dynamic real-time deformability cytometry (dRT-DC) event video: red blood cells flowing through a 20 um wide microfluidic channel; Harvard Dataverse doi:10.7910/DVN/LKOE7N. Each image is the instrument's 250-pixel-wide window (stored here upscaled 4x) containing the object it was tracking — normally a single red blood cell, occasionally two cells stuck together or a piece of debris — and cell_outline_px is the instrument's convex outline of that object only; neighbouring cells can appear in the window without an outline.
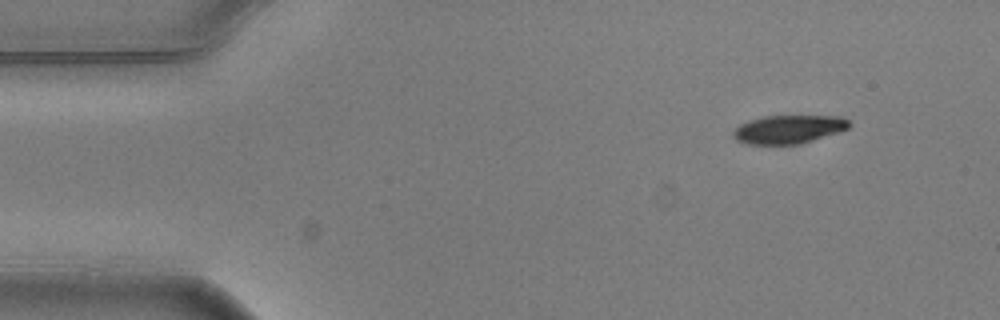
{"species": "common noctule bat (a hibernating species)", "species_latin": "Nyctalus noctula", "temperature_condition": "warm", "stored_images_in_passage": 7, "camera_frame_rate_fps": 3000, "um_per_image_px": 0.085, "animal": {"sex": "male", "body_mass_g": 20.5, "forearm_length_mm": 52.5}, "frame": {"image": 1, "passage_image": 1, "time_ms": 0.0, "image_size_px": [1000, 320], "cell_outline_px": [[852, 124], [848, 128], [840, 132], [800, 144], [744, 144], [736, 140], [732, 136], [732, 132], [740, 124], [748, 120], [764, 116], [840, 116], [848, 120]], "centroid_in_image_um": [67.02, 10.99], "position_along_channel_um": 18.0, "area_um2": 19.36}}
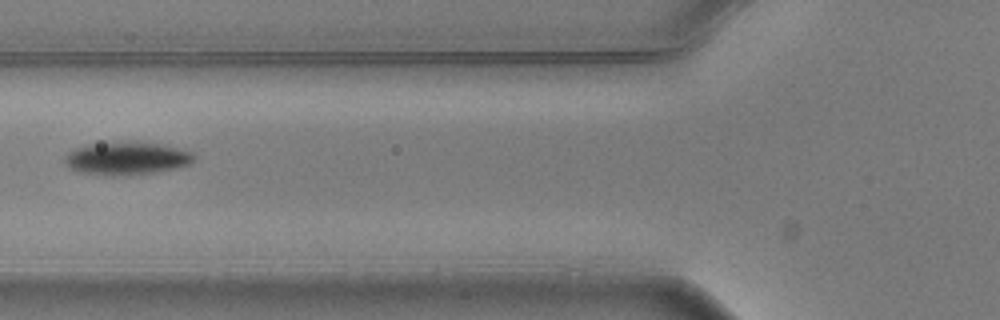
{"frame": {"image": 2, "passage_image": 4, "time_ms": 1.0, "image_size_px": [1000, 320], "cell_outline_px": [[196, 156], [188, 164], [176, 168], [152, 172], [116, 176], [112, 176], [76, 172], [68, 168], [64, 164], [64, 156], [68, 152], [76, 148], [88, 144], [160, 144], [192, 152]], "centroid_in_image_um": [10.69, 13.5], "position_along_channel_um": 115.1, "area_um2": 23.99}}
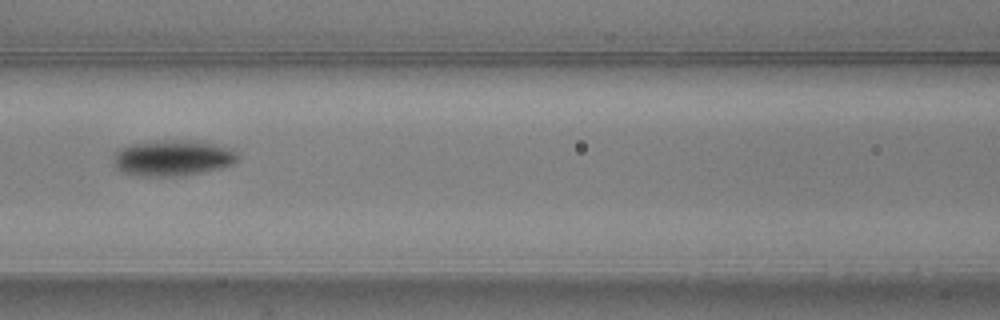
{"frame": {"image": 3, "passage_image": 5, "time_ms": 1.333, "image_size_px": [1000, 320], "cell_outline_px": [[240, 156], [232, 164], [220, 168], [204, 172], [184, 176], [136, 176], [124, 172], [116, 168], [112, 164], [112, 156], [120, 148], [132, 144], [172, 140], [196, 140], [216, 144], [232, 148]], "centroid_in_image_um": [14.69, 13.44], "position_along_channel_um": 151.9, "area_um2": 26.24}}